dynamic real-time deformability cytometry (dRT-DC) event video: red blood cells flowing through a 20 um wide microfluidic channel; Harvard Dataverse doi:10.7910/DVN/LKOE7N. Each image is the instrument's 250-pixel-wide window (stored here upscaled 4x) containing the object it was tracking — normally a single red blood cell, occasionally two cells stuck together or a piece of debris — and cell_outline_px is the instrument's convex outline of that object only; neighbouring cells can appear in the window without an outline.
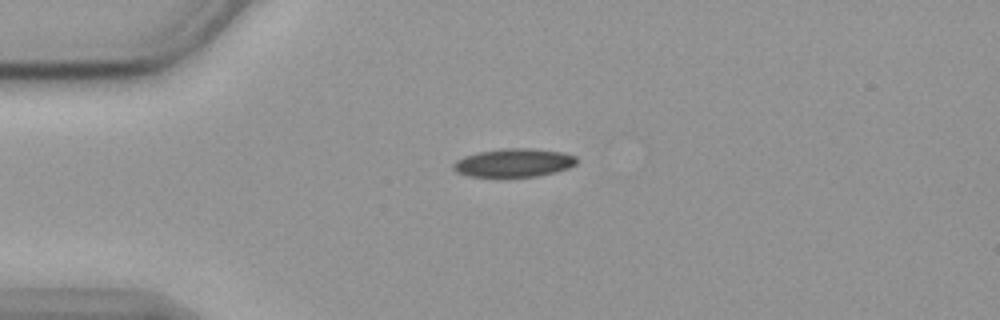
{"species": "common noctule bat (a hibernating species)", "species_latin": "Nyctalus noctula", "temperature_condition": "cold", "stored_images_in_passage": 36, "camera_frame_rate_fps": 3000, "um_per_image_px": 0.085, "animal": {"sex": "female", "body_mass_g": 19.9}, "frame": {"image": 1, "passage_image": 1, "time_ms": 0.0, "image_size_px": [1000, 320], "cell_outline_px": [[576, 164], [568, 168], [556, 172], [536, 176], [468, 176], [456, 172], [452, 168], [452, 164], [456, 160], [464, 156], [480, 152], [500, 148], [532, 148], [564, 152], [576, 156]], "centroid_in_image_um": [43.67, 13.82], "position_along_channel_um": 41.3, "area_um2": 20.4}}
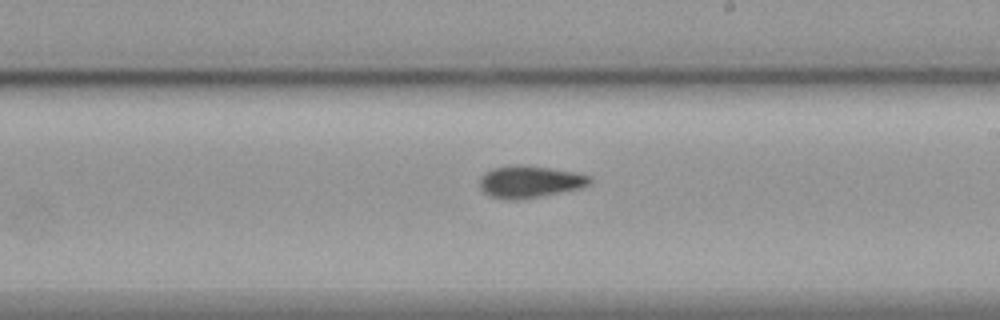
{"frame": {"image": 2, "passage_image": 20, "time_ms": 6.333, "image_size_px": [1000, 320], "cell_outline_px": [[592, 184], [580, 188], [540, 196], [516, 200], [512, 200], [492, 196], [484, 192], [480, 188], [480, 176], [484, 172], [492, 168], [512, 164], [520, 164], [548, 168], [572, 172], [592, 176]], "centroid_in_image_um": [45.02, 15.43], "position_along_channel_um": 244.0, "area_um2": 20.52}}
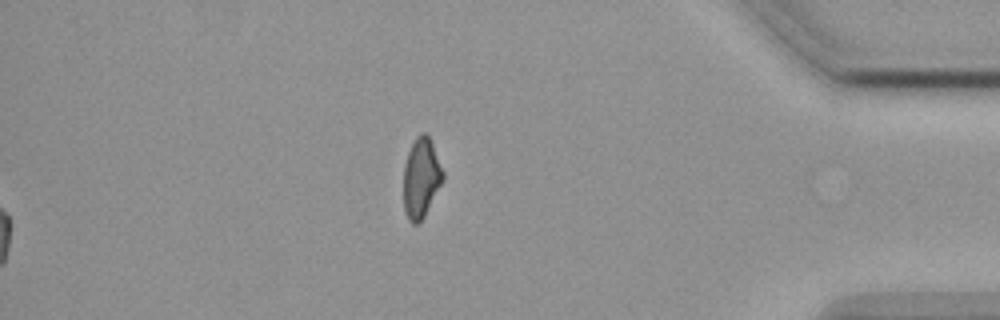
{"frame": {"image": 3, "passage_image": 36, "time_ms": 11.667, "image_size_px": [1000, 320], "cell_outline_px": [[444, 180], [424, 216], [416, 224], [412, 224], [408, 220], [404, 208], [404, 164], [408, 152], [416, 136], [420, 132], [428, 132], [432, 140], [444, 172]], "centroid_in_image_um": [35.81, 15.07], "position_along_channel_um": 399.4, "area_um2": 18.55}, "authors_computed_cell_mechanics": {"area_um2": 20.4323, "velocity_mm_per_s": 3.5914, "shape_relaxation_time_tau1_ms": 7.1648, "shape_relaxation_time_tau2_ms": 7.3018, "deformation_change_tau1": 0.1327, "deformation_change_tau2": 0.1043}}